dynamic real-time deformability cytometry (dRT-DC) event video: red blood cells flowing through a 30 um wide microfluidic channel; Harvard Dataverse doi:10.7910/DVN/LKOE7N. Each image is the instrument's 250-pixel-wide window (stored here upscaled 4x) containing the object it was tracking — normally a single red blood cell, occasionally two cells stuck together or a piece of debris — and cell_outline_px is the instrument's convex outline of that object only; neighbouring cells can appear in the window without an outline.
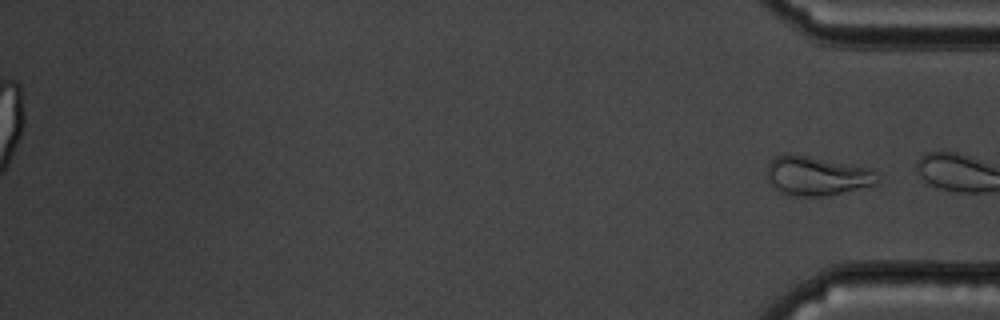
{"species": "common noctule bat (a hibernating species)", "species_latin": "Nyctalus noctula", "temperature_condition": "cold", "stored_images_in_passage": 50, "segment_of_instrument_passage": [2, 2], "camera_frame_rate_fps": 3000, "um_per_image_px": 0.085, "animal": {"sex": "male", "body_mass_g": 19.5, "forearm_length_mm": 54.6}, "frame": {"image": 1, "passage_image": 50, "time_ms": 16.333, "image_size_px": [1000, 320], "cell_outline_px": [[880, 180], [876, 184], [828, 196], [792, 196], [780, 192], [768, 180], [768, 164], [776, 156], [804, 156], [852, 164], [872, 168]], "centroid_in_image_um": [69.49, 14.98], "position_along_channel_um": 365.7, "area_um2": 24.74}}